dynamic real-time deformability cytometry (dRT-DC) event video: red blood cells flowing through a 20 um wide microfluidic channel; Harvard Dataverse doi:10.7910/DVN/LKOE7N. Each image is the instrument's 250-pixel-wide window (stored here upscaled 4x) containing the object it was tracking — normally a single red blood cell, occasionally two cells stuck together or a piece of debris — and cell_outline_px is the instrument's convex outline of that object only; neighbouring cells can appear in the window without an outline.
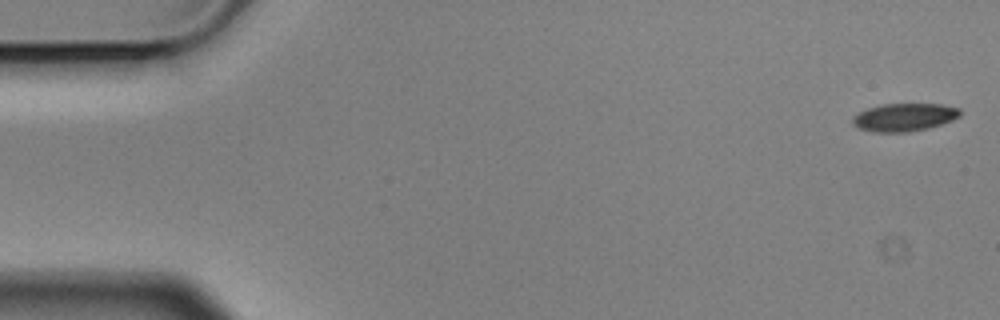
{"species": "Egyptian fruit bat (a non-hibernating species)", "species_latin": "Rousettus aegyptiacus", "temperature_condition": "cold", "stored_images_in_passage": 4, "camera_frame_rate_fps": 3000, "um_per_image_px": 0.085, "animal": {"sex": "male"}, "frame": {"image": 1, "passage_image": 1, "time_ms": 0.0, "image_size_px": [1000, 320], "cell_outline_px": [[960, 116], [952, 120], [928, 128], [908, 132], [872, 132], [860, 128], [852, 124], [852, 116], [868, 108], [884, 104], [940, 104], [960, 108]], "centroid_in_image_um": [76.85, 9.97], "position_along_channel_um": 8.1, "area_um2": 17.4}}
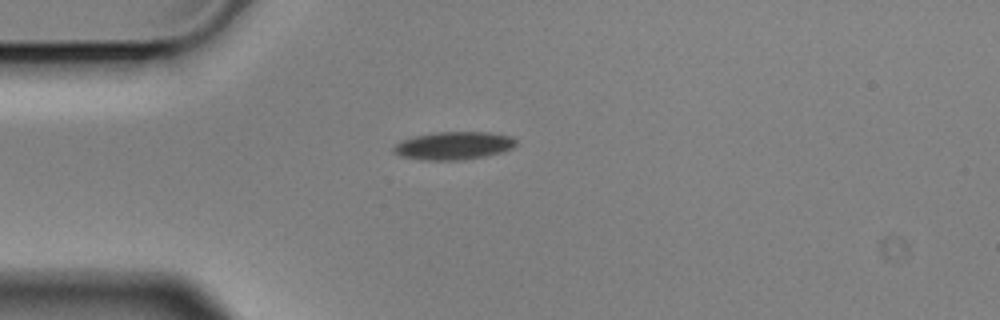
{"frame": {"image": 2, "passage_image": 4, "time_ms": 1.0, "image_size_px": [1000, 320], "cell_outline_px": [[516, 144], [512, 148], [500, 152], [484, 156], [460, 160], [420, 160], [400, 156], [392, 152], [392, 148], [400, 140], [416, 136], [436, 132], [488, 132], [512, 136], [516, 140]], "centroid_in_image_um": [38.52, 12.38], "position_along_channel_um": 46.5, "area_um2": 19.94}}